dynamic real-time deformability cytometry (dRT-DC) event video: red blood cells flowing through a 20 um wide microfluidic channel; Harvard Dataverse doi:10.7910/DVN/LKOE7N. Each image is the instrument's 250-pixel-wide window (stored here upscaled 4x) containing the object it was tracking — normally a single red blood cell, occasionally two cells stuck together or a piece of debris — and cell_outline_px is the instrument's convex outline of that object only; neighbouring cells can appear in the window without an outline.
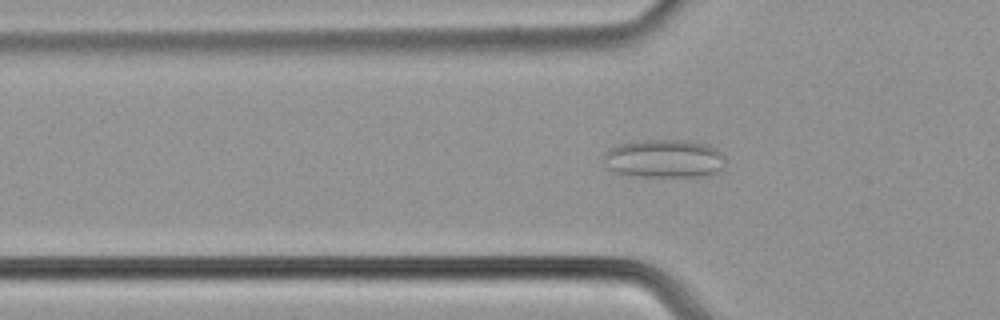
{"species": "common noctule bat (a hibernating species)", "species_latin": "Nyctalus noctula", "temperature_condition": "cold", "stored_images_in_passage": 55, "camera_frame_rate_fps": 3000, "um_per_image_px": 0.085, "animal": {"sex": "male", "body_mass_g": 21.5, "forearm_length_mm": 52.0}, "frame": {"image": 1, "passage_image": 18, "time_ms": 5.667, "image_size_px": [1000, 320], "cell_outline_px": [[724, 164], [716, 172], [708, 176], [632, 176], [612, 172], [604, 164], [604, 152], [608, 148], [620, 144], [640, 140], [680, 140], [708, 144], [716, 148], [724, 156]], "centroid_in_image_um": [56.41, 13.48], "position_along_channel_um": 69.4, "area_um2": 27.34}}
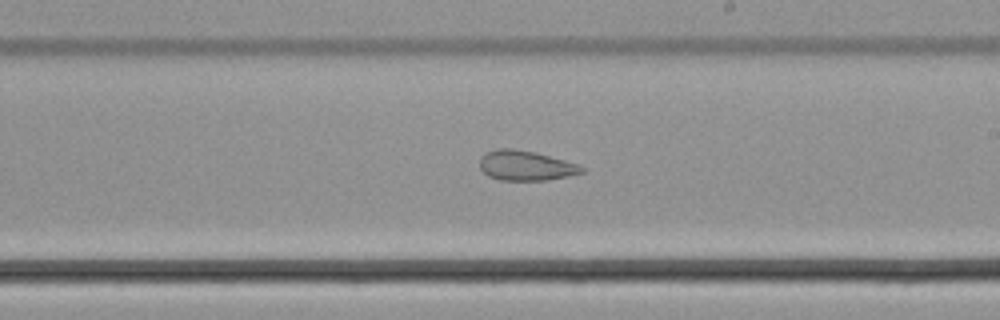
{"frame": {"image": 2, "passage_image": 32, "time_ms": 10.333, "image_size_px": [1000, 320], "cell_outline_px": [[584, 172], [568, 176], [544, 180], [500, 180], [488, 176], [480, 168], [480, 156], [484, 152], [496, 148], [512, 148], [536, 152], [580, 164], [584, 168]], "centroid_in_image_um": [44.67, 14.06], "position_along_channel_um": 244.3, "area_um2": 17.98}}
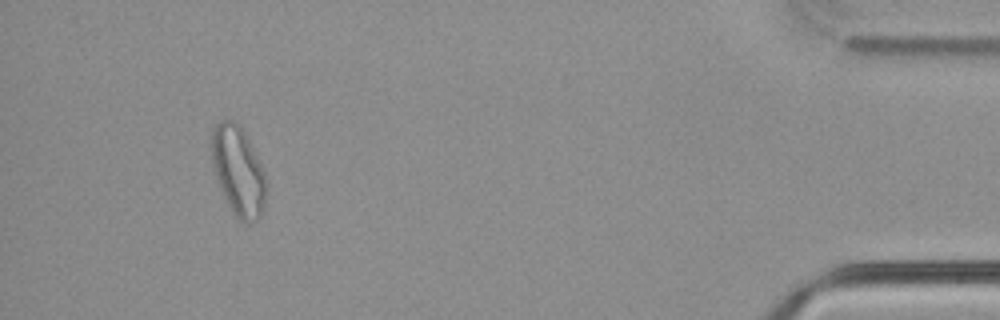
{"frame": {"image": 3, "passage_image": 51, "time_ms": 16.667, "image_size_px": [1000, 320], "cell_outline_px": [[268, 188], [264, 208], [260, 216], [256, 220], [240, 220], [232, 212], [220, 188], [212, 168], [208, 136], [212, 128], [220, 120], [236, 120], [240, 124], [268, 180]], "centroid_in_image_um": [20.21, 14.47], "position_along_channel_um": 415.0, "area_um2": 28.96}, "authors_computed_cell_mechanics": {"area_um2": 25.4898, "velocity_mm_per_s": 3.7659, "shape_relaxation_time_tau1_ms": null, "shape_relaxation_time_tau2_ms": 2.3462, "deformation_change_tau1": null, "deformation_change_tau2": 0.0949}}